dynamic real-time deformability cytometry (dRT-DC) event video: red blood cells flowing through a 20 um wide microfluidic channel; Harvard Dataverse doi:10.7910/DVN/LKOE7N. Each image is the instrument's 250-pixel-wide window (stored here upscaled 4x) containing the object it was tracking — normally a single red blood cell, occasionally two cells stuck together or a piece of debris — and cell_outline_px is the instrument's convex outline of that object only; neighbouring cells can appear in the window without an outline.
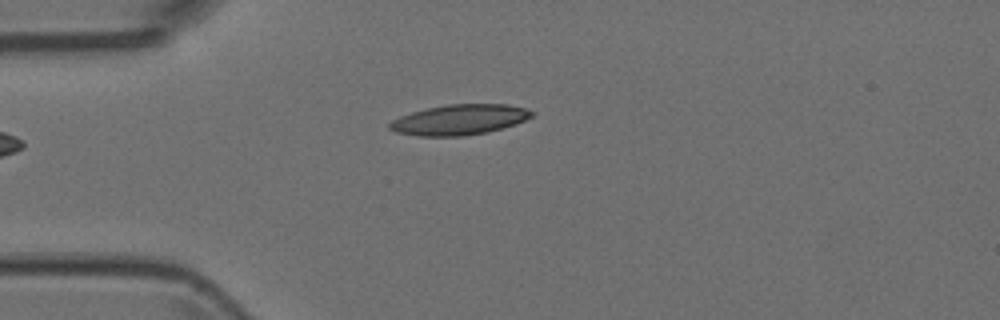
{"species": "Egyptian fruit bat (a non-hibernating species)", "species_latin": "Rousettus aegyptiacus", "temperature_condition": "room temperature", "stored_images_in_passage": 7, "camera_frame_rate_fps": 3000, "um_per_image_px": 0.085, "animal": {"sex": "female"}, "frame": {"image": 1, "passage_image": 3, "time_ms": 0.667, "image_size_px": [1000, 320], "cell_outline_px": [[536, 112], [532, 116], [516, 124], [488, 132], [464, 136], [416, 136], [396, 132], [388, 128], [388, 124], [392, 120], [400, 116], [412, 112], [428, 108], [448, 104], [508, 104], [524, 108]], "centroid_in_image_um": [39.05, 10.18], "position_along_channel_um": 46.0, "area_um2": 25.2}}
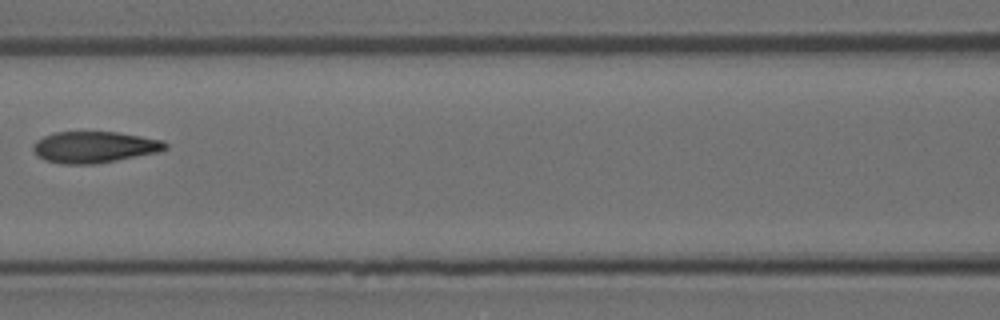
{"frame": {"image": 2, "passage_image": 6, "time_ms": 1.667, "image_size_px": [1000, 320], "cell_outline_px": [[168, 148], [160, 152], [116, 160], [92, 164], [60, 164], [44, 160], [36, 156], [32, 148], [36, 140], [44, 136], [56, 132], [116, 132], [164, 140], [168, 144]], "centroid_in_image_um": [8.02, 12.51], "position_along_channel_um": 158.6, "area_um2": 24.28}}
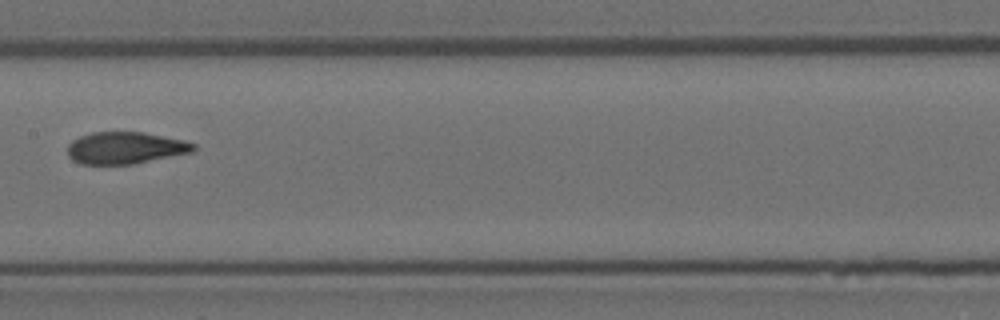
{"frame": {"image": 3, "passage_image": 7, "time_ms": 2.0, "image_size_px": [1000, 320], "cell_outline_px": [[196, 148], [192, 152], [132, 164], [80, 164], [72, 160], [68, 156], [68, 144], [72, 140], [80, 136], [92, 132], [144, 132], [184, 140], [196, 144]], "centroid_in_image_um": [10.64, 12.57], "position_along_channel_um": 196.8, "area_um2": 23.47}}